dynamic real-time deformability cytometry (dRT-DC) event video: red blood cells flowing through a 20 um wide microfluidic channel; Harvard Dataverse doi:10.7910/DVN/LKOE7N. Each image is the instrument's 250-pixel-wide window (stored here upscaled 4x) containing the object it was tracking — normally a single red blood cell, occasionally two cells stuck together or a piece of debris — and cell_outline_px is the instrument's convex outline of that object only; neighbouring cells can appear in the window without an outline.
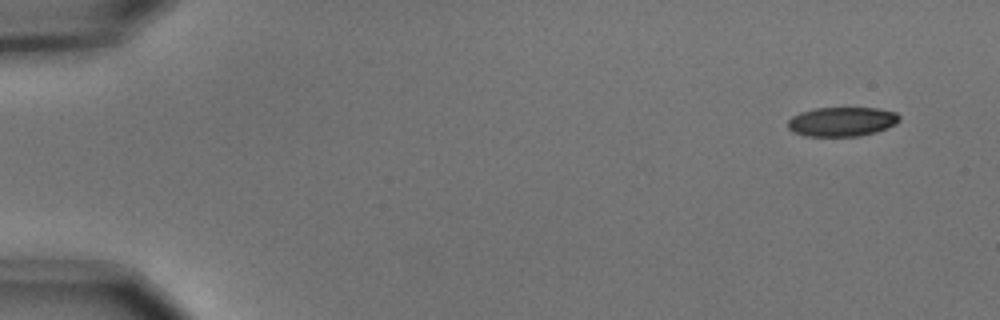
{"species": "common noctule bat (a hibernating species)", "species_latin": "Nyctalus noctula", "temperature_condition": "cold", "stored_images_in_passage": 6, "camera_frame_rate_fps": 3000, "um_per_image_px": 0.085, "animal": {"sex": "male", "body_mass_g": 15.6}, "frame": {"image": 1, "passage_image": 1, "time_ms": 0.0, "image_size_px": [1000, 320], "cell_outline_px": [[900, 120], [896, 124], [876, 132], [860, 136], [804, 136], [792, 132], [788, 128], [788, 120], [792, 116], [800, 112], [816, 108], [876, 108], [896, 112], [900, 116]], "centroid_in_image_um": [71.55, 10.34], "position_along_channel_um": 13.4, "area_um2": 19.19}}
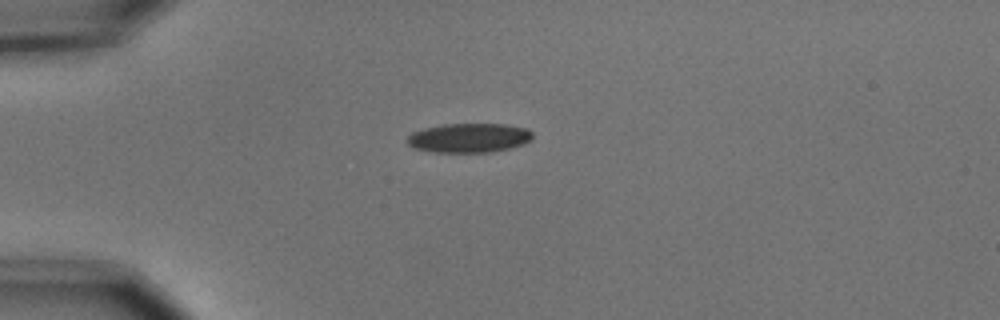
{"frame": {"image": 2, "passage_image": 4, "time_ms": 1.0, "image_size_px": [1000, 320], "cell_outline_px": [[532, 140], [524, 144], [512, 148], [492, 152], [436, 152], [412, 148], [408, 144], [408, 136], [412, 132], [424, 128], [444, 124], [504, 124], [528, 128], [532, 132]], "centroid_in_image_um": [39.9, 11.72], "position_along_channel_um": 45.1, "area_um2": 21.56}}
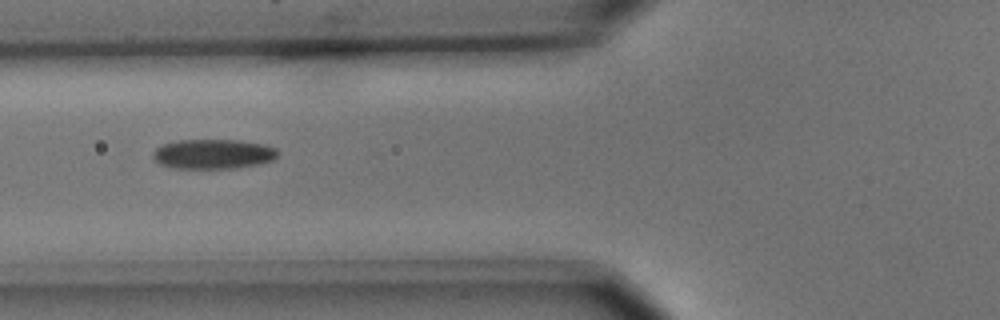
{"frame": {"image": 3, "passage_image": 6, "time_ms": 1.667, "image_size_px": [1000, 320], "cell_outline_px": [[280, 152], [272, 160], [256, 164], [236, 168], [172, 168], [160, 164], [152, 156], [152, 152], [156, 148], [164, 144], [180, 140], [240, 140], [264, 144], [276, 148]], "centroid_in_image_um": [18.12, 13.08], "position_along_channel_um": 107.7, "area_um2": 21.56}}